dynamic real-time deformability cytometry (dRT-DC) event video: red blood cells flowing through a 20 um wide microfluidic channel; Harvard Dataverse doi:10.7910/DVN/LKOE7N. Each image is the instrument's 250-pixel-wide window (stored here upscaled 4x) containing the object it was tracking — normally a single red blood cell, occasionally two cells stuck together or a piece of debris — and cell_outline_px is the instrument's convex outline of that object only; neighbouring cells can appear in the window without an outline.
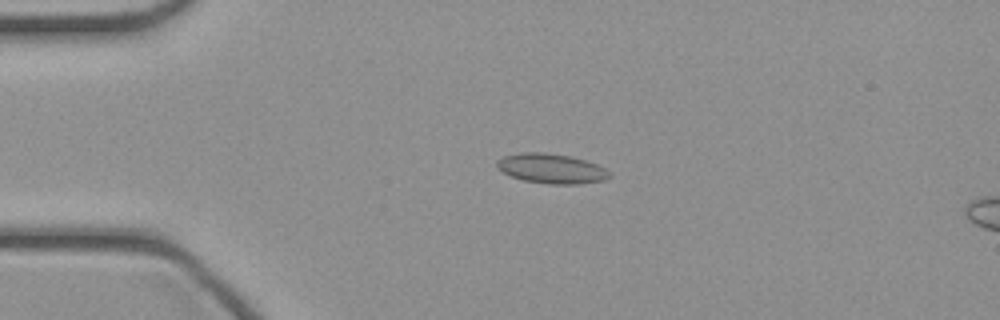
{"species": "common noctule bat (a hibernating species)", "species_latin": "Nyctalus noctula", "temperature_condition": "cold", "stored_images_in_passage": 15, "camera_frame_rate_fps": 3000, "um_per_image_px": 0.085, "animal": {"sex": "female", "body_mass_g": 21.9}, "frame": {"image": 1, "passage_image": 11, "time_ms": 3.333, "image_size_px": [1000, 320], "cell_outline_px": [[612, 176], [604, 180], [576, 184], [548, 184], [524, 180], [512, 176], [504, 172], [496, 164], [496, 160], [504, 156], [524, 152], [544, 152], [572, 156], [596, 164], [604, 168]], "centroid_in_image_um": [46.88, 14.32], "position_along_channel_um": 38.1, "area_um2": 19.31}}